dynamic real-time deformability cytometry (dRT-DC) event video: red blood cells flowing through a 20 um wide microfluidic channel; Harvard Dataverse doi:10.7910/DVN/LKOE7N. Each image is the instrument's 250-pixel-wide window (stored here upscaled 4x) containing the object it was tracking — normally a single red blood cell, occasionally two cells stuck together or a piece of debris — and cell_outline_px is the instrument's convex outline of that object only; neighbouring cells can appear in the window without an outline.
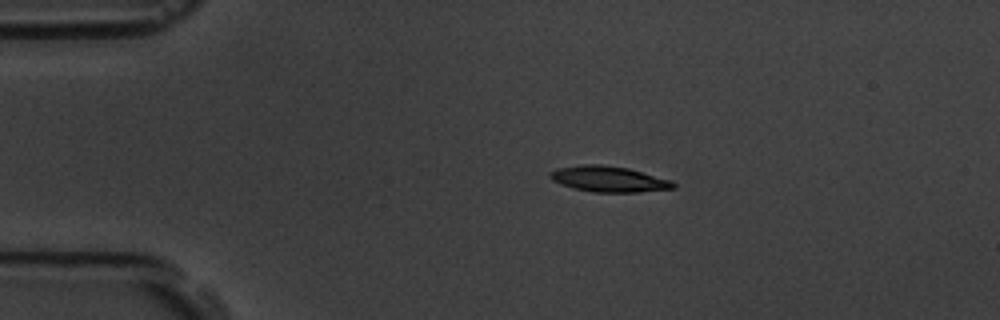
{"species": "common noctule bat (a hibernating species)", "species_latin": "Nyctalus noctula", "temperature_condition": "room temperature", "stored_images_in_passage": 7, "camera_frame_rate_fps": 3000, "um_per_image_px": 0.085, "animal": {"sex": "male", "body_mass_g": 19.5, "forearm_length_mm": 54.6}, "frame": {"image": 1, "passage_image": 2, "time_ms": 1.0, "image_size_px": [1000, 320], "cell_outline_px": [[676, 188], [640, 192], [592, 192], [572, 188], [560, 184], [552, 180], [548, 176], [548, 172], [556, 168], [584, 164], [600, 164], [628, 168], [672, 180], [676, 184]], "centroid_in_image_um": [51.72, 15.22], "position_along_channel_um": 33.3, "area_um2": 18.73}}
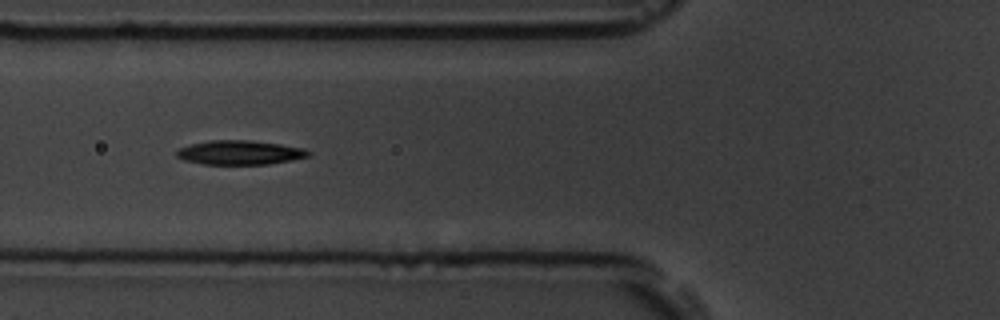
{"frame": {"image": 2, "passage_image": 5, "time_ms": 4.333, "image_size_px": [1000, 320], "cell_outline_px": [[312, 156], [292, 160], [268, 164], [204, 164], [184, 160], [176, 156], [176, 152], [180, 148], [192, 144], [208, 140], [252, 140], [280, 144], [304, 148], [312, 152]], "centroid_in_image_um": [20.44, 12.96], "position_along_channel_um": 105.4, "area_um2": 18.67}}
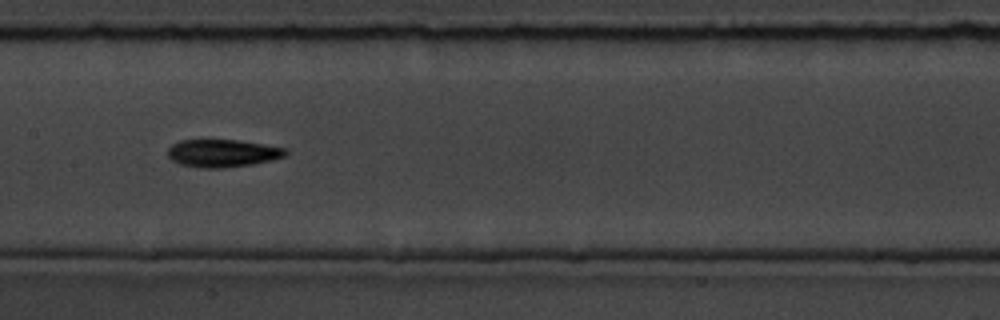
{"frame": {"image": 3, "passage_image": 7, "time_ms": 6.667, "image_size_px": [1000, 320], "cell_outline_px": [[288, 152], [284, 156], [272, 160], [252, 164], [224, 168], [204, 168], [180, 164], [172, 160], [168, 156], [168, 148], [172, 144], [180, 140], [236, 140], [284, 148]], "centroid_in_image_um": [18.88, 13.03], "position_along_channel_um": 188.5, "area_um2": 18.79}}